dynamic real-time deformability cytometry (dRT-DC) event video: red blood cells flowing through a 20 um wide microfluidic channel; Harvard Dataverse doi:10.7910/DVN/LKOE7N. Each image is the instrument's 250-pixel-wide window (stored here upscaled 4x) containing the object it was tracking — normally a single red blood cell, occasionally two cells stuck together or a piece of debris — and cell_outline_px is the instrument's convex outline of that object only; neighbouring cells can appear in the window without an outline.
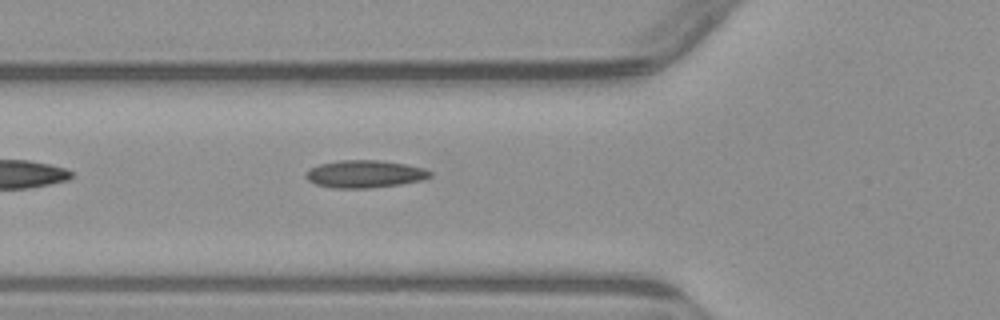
{"species": "common noctule bat (a hibernating species)", "species_latin": "Nyctalus noctula", "temperature_condition": "warm", "stored_images_in_passage": 6, "camera_frame_rate_fps": 3000, "um_per_image_px": 0.085, "animal": {"sex": "male", "body_mass_g": 23.1, "forearm_length_mm": 52.7}, "frame": {"image": 1, "passage_image": 6, "time_ms": 6.0, "image_size_px": [1000, 320], "cell_outline_px": [[432, 176], [420, 180], [400, 184], [368, 188], [332, 188], [316, 184], [308, 180], [304, 176], [312, 168], [320, 164], [340, 160], [380, 160], [404, 164], [424, 168], [432, 172]], "centroid_in_image_um": [31.01, 14.79], "position_along_channel_um": 94.8, "area_um2": 19.71}}